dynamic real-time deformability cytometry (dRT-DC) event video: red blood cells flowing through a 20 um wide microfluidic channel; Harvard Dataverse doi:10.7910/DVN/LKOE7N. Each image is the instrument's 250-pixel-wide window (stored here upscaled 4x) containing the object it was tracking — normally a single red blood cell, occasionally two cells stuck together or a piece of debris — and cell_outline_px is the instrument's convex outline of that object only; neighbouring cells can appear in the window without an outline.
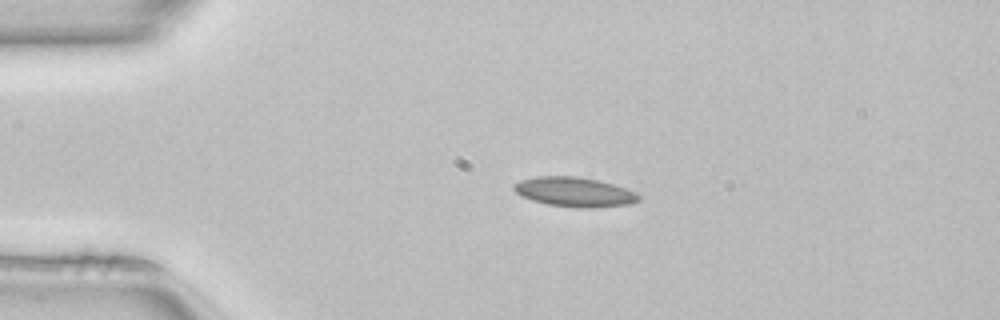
{"species": "common noctule bat (a hibernating species)", "species_latin": "Nyctalus noctula", "temperature_condition": "room temperature", "stored_images_in_passage": 40, "camera_frame_rate_fps": 3000, "um_per_image_px": 0.085, "animal": {"sex": "female", "body_mass_g": 22.7, "forearm_length_mm": 54.2}, "frame": {"image": 1, "passage_image": 1, "time_ms": 0.0, "image_size_px": [1000, 320], "cell_outline_px": [[640, 200], [632, 204], [588, 208], [580, 208], [548, 204], [532, 200], [520, 196], [512, 188], [512, 184], [520, 180], [536, 176], [576, 176], [600, 180], [636, 192], [640, 196]], "centroid_in_image_um": [48.81, 16.31], "position_along_channel_um": 36.2, "area_um2": 21.62}}
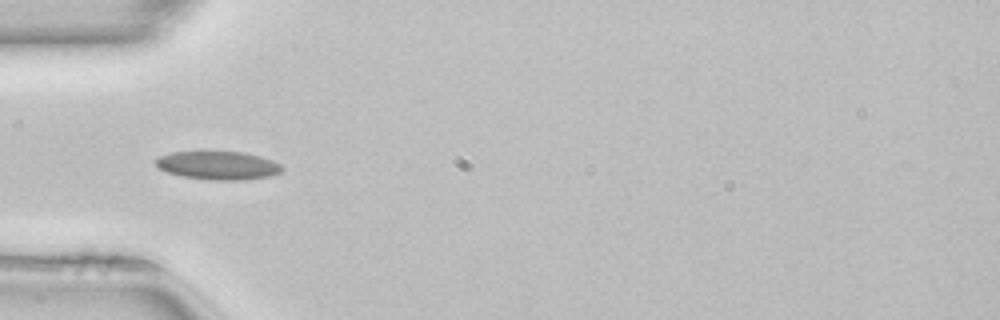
{"frame": {"image": 2, "passage_image": 6, "time_ms": 1.667, "image_size_px": [1000, 320], "cell_outline_px": [[284, 168], [280, 172], [268, 176], [244, 180], [212, 180], [184, 176], [168, 172], [156, 168], [152, 160], [160, 156], [172, 152], [244, 152], [260, 156], [272, 160], [280, 164]], "centroid_in_image_um": [18.5, 14.06], "position_along_channel_um": 66.5, "area_um2": 20.87}}
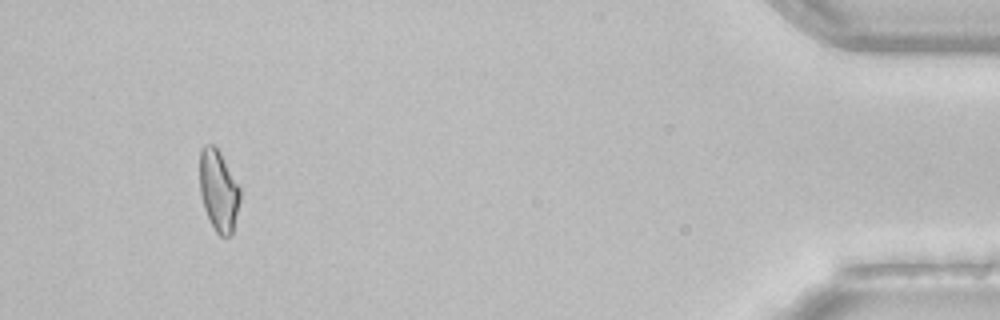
{"frame": {"image": 3, "passage_image": 37, "time_ms": 12.0, "image_size_px": [1000, 320], "cell_outline_px": [[240, 200], [232, 236], [220, 236], [216, 232], [204, 208], [200, 192], [200, 148], [204, 144], [212, 144], [220, 152], [240, 188]], "centroid_in_image_um": [18.58, 16.2], "position_along_channel_um": 416.6, "area_um2": 19.02}, "authors_computed_cell_mechanics": {"area_um2": 19.652, "velocity_mm_per_s": 4.0903, "shape_relaxation_time_tau1_ms": null, "shape_relaxation_time_tau2_ms": 4.5709, "deformation_change_tau1": null, "deformation_change_tau2": 0.0919}}